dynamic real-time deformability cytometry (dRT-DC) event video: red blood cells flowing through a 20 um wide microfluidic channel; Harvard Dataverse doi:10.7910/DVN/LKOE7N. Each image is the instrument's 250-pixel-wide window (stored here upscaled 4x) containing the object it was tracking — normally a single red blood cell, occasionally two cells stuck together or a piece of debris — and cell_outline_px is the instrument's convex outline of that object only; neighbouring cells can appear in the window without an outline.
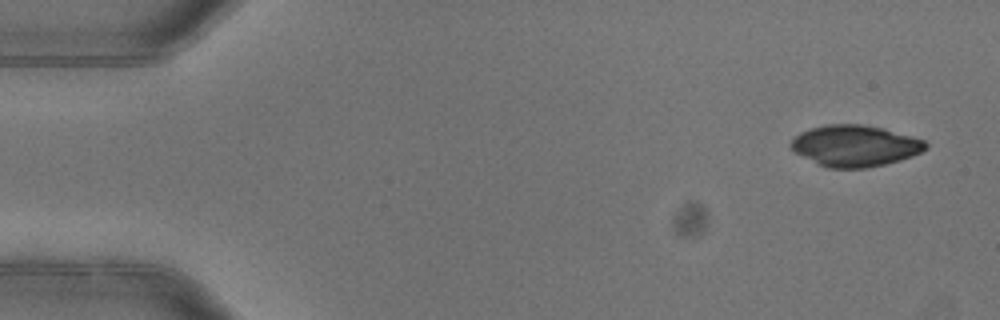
{"species": "common noctule bat (a hibernating species)", "species_latin": "Nyctalus noctula", "temperature_condition": "warm", "stored_images_in_passage": 5, "camera_frame_rate_fps": 3000, "um_per_image_px": 0.085, "animal": {"sex": "female"}, "frame": {"image": 1, "passage_image": 1, "time_ms": 0.0, "image_size_px": [1000, 320], "cell_outline_px": [[928, 148], [912, 156], [900, 160], [868, 168], [828, 168], [796, 152], [788, 144], [800, 132], [812, 128], [828, 124], [864, 124], [884, 128], [912, 136], [924, 140], [928, 144]], "centroid_in_image_um": [72.71, 12.38], "position_along_channel_um": 12.3, "area_um2": 32.25}}